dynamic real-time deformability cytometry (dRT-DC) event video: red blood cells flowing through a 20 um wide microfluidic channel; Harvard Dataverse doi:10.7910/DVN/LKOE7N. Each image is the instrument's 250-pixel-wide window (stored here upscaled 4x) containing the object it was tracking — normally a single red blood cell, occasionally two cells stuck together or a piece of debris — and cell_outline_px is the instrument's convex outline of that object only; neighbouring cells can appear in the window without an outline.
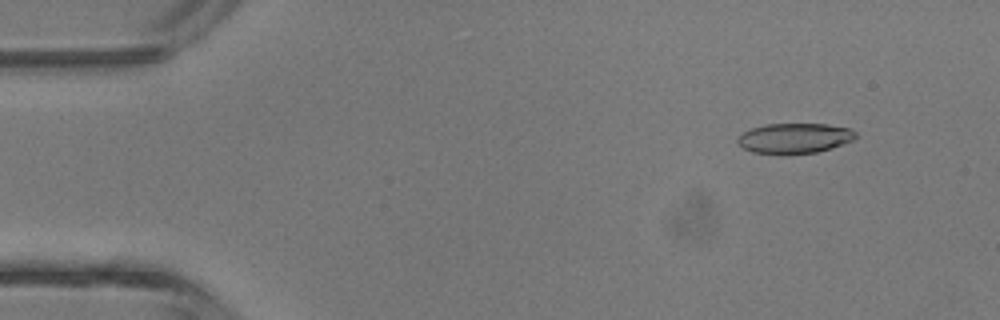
{"species": "common noctule bat (a hibernating species)", "species_latin": "Nyctalus noctula", "temperature_condition": "room temperature", "stored_images_in_passage": 3, "camera_frame_rate_fps": 3000, "um_per_image_px": 0.085, "animal": {"sex": "male", "body_mass_g": 13.3}, "frame": {"image": 1, "passage_image": 1, "time_ms": 0.0, "image_size_px": [1000, 320], "cell_outline_px": [[856, 136], [852, 140], [832, 148], [816, 152], [788, 156], [780, 156], [752, 152], [744, 148], [736, 140], [744, 132], [752, 128], [768, 124], [828, 124], [848, 128], [856, 132]], "centroid_in_image_um": [67.52, 11.78], "position_along_channel_um": 17.5, "area_um2": 21.04}}